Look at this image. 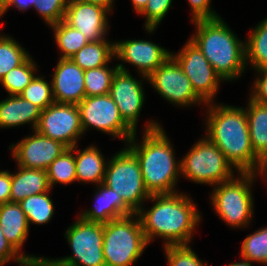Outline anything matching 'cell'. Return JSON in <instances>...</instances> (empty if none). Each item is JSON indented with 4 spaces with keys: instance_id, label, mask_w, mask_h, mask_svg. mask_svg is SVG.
I'll return each instance as SVG.
<instances>
[{
    "instance_id": "cell-1",
    "label": "cell",
    "mask_w": 267,
    "mask_h": 266,
    "mask_svg": "<svg viewBox=\"0 0 267 266\" xmlns=\"http://www.w3.org/2000/svg\"><path fill=\"white\" fill-rule=\"evenodd\" d=\"M149 199L154 201L150 210L137 212L147 242L157 236L166 241L164 246L189 245L201 220L193 200L182 192L153 194Z\"/></svg>"
},
{
    "instance_id": "cell-25",
    "label": "cell",
    "mask_w": 267,
    "mask_h": 266,
    "mask_svg": "<svg viewBox=\"0 0 267 266\" xmlns=\"http://www.w3.org/2000/svg\"><path fill=\"white\" fill-rule=\"evenodd\" d=\"M113 57H115L114 42L100 40L88 42L71 59L82 70L86 71L107 65Z\"/></svg>"
},
{
    "instance_id": "cell-37",
    "label": "cell",
    "mask_w": 267,
    "mask_h": 266,
    "mask_svg": "<svg viewBox=\"0 0 267 266\" xmlns=\"http://www.w3.org/2000/svg\"><path fill=\"white\" fill-rule=\"evenodd\" d=\"M67 3L68 0H35L33 8L48 26H52L64 19Z\"/></svg>"
},
{
    "instance_id": "cell-10",
    "label": "cell",
    "mask_w": 267,
    "mask_h": 266,
    "mask_svg": "<svg viewBox=\"0 0 267 266\" xmlns=\"http://www.w3.org/2000/svg\"><path fill=\"white\" fill-rule=\"evenodd\" d=\"M77 106L83 132L93 127L125 142L135 134L121 117L110 94L85 97Z\"/></svg>"
},
{
    "instance_id": "cell-32",
    "label": "cell",
    "mask_w": 267,
    "mask_h": 266,
    "mask_svg": "<svg viewBox=\"0 0 267 266\" xmlns=\"http://www.w3.org/2000/svg\"><path fill=\"white\" fill-rule=\"evenodd\" d=\"M118 66L109 68L108 65L84 71L86 97L106 95L110 93L112 80Z\"/></svg>"
},
{
    "instance_id": "cell-11",
    "label": "cell",
    "mask_w": 267,
    "mask_h": 266,
    "mask_svg": "<svg viewBox=\"0 0 267 266\" xmlns=\"http://www.w3.org/2000/svg\"><path fill=\"white\" fill-rule=\"evenodd\" d=\"M171 56L181 66L195 93L206 104L213 102L222 78L198 47L189 39L178 54L172 52Z\"/></svg>"
},
{
    "instance_id": "cell-3",
    "label": "cell",
    "mask_w": 267,
    "mask_h": 266,
    "mask_svg": "<svg viewBox=\"0 0 267 266\" xmlns=\"http://www.w3.org/2000/svg\"><path fill=\"white\" fill-rule=\"evenodd\" d=\"M136 134L126 145L139 161L146 190L150 195L175 193L181 162L177 163L165 131L157 122L150 121L146 124L140 144L135 142Z\"/></svg>"
},
{
    "instance_id": "cell-47",
    "label": "cell",
    "mask_w": 267,
    "mask_h": 266,
    "mask_svg": "<svg viewBox=\"0 0 267 266\" xmlns=\"http://www.w3.org/2000/svg\"><path fill=\"white\" fill-rule=\"evenodd\" d=\"M4 11H3V3L0 1V18L3 17Z\"/></svg>"
},
{
    "instance_id": "cell-6",
    "label": "cell",
    "mask_w": 267,
    "mask_h": 266,
    "mask_svg": "<svg viewBox=\"0 0 267 266\" xmlns=\"http://www.w3.org/2000/svg\"><path fill=\"white\" fill-rule=\"evenodd\" d=\"M216 186L212 191V206L219 218L228 225L238 228L249 225L253 215V196L250 189L257 173L239 172Z\"/></svg>"
},
{
    "instance_id": "cell-22",
    "label": "cell",
    "mask_w": 267,
    "mask_h": 266,
    "mask_svg": "<svg viewBox=\"0 0 267 266\" xmlns=\"http://www.w3.org/2000/svg\"><path fill=\"white\" fill-rule=\"evenodd\" d=\"M17 167L19 168L18 172L11 173L10 202L19 203L28 196L44 193L51 189L46 170Z\"/></svg>"
},
{
    "instance_id": "cell-2",
    "label": "cell",
    "mask_w": 267,
    "mask_h": 266,
    "mask_svg": "<svg viewBox=\"0 0 267 266\" xmlns=\"http://www.w3.org/2000/svg\"><path fill=\"white\" fill-rule=\"evenodd\" d=\"M210 104V105H209ZM207 136L239 172L259 171L261 160L251 145L246 111L242 107L207 103Z\"/></svg>"
},
{
    "instance_id": "cell-17",
    "label": "cell",
    "mask_w": 267,
    "mask_h": 266,
    "mask_svg": "<svg viewBox=\"0 0 267 266\" xmlns=\"http://www.w3.org/2000/svg\"><path fill=\"white\" fill-rule=\"evenodd\" d=\"M109 12L97 5L80 0H68L63 21L79 30L88 40H106ZM107 18V19H106Z\"/></svg>"
},
{
    "instance_id": "cell-43",
    "label": "cell",
    "mask_w": 267,
    "mask_h": 266,
    "mask_svg": "<svg viewBox=\"0 0 267 266\" xmlns=\"http://www.w3.org/2000/svg\"><path fill=\"white\" fill-rule=\"evenodd\" d=\"M86 3L94 4L97 6H100L104 9H106L108 12H112V4L114 3V0H80Z\"/></svg>"
},
{
    "instance_id": "cell-39",
    "label": "cell",
    "mask_w": 267,
    "mask_h": 266,
    "mask_svg": "<svg viewBox=\"0 0 267 266\" xmlns=\"http://www.w3.org/2000/svg\"><path fill=\"white\" fill-rule=\"evenodd\" d=\"M193 15L192 22L220 17L210 8L211 0H188Z\"/></svg>"
},
{
    "instance_id": "cell-8",
    "label": "cell",
    "mask_w": 267,
    "mask_h": 266,
    "mask_svg": "<svg viewBox=\"0 0 267 266\" xmlns=\"http://www.w3.org/2000/svg\"><path fill=\"white\" fill-rule=\"evenodd\" d=\"M180 162L183 177L197 184L216 186L231 179L236 171L208 137L197 141Z\"/></svg>"
},
{
    "instance_id": "cell-24",
    "label": "cell",
    "mask_w": 267,
    "mask_h": 266,
    "mask_svg": "<svg viewBox=\"0 0 267 266\" xmlns=\"http://www.w3.org/2000/svg\"><path fill=\"white\" fill-rule=\"evenodd\" d=\"M245 111L253 151L262 160L267 155V103L249 99Z\"/></svg>"
},
{
    "instance_id": "cell-19",
    "label": "cell",
    "mask_w": 267,
    "mask_h": 266,
    "mask_svg": "<svg viewBox=\"0 0 267 266\" xmlns=\"http://www.w3.org/2000/svg\"><path fill=\"white\" fill-rule=\"evenodd\" d=\"M95 193V207L80 213V218L95 223H108L112 219L134 214V212L123 202L120 195L103 183L97 186Z\"/></svg>"
},
{
    "instance_id": "cell-42",
    "label": "cell",
    "mask_w": 267,
    "mask_h": 266,
    "mask_svg": "<svg viewBox=\"0 0 267 266\" xmlns=\"http://www.w3.org/2000/svg\"><path fill=\"white\" fill-rule=\"evenodd\" d=\"M35 0H6L3 3V11L5 12L9 9L10 6H15V8L26 11L30 7H34Z\"/></svg>"
},
{
    "instance_id": "cell-45",
    "label": "cell",
    "mask_w": 267,
    "mask_h": 266,
    "mask_svg": "<svg viewBox=\"0 0 267 266\" xmlns=\"http://www.w3.org/2000/svg\"><path fill=\"white\" fill-rule=\"evenodd\" d=\"M258 173L267 178V155L261 160V165Z\"/></svg>"
},
{
    "instance_id": "cell-15",
    "label": "cell",
    "mask_w": 267,
    "mask_h": 266,
    "mask_svg": "<svg viewBox=\"0 0 267 266\" xmlns=\"http://www.w3.org/2000/svg\"><path fill=\"white\" fill-rule=\"evenodd\" d=\"M9 149L18 166L31 169L47 170L49 165L68 147L62 142L46 137L36 130Z\"/></svg>"
},
{
    "instance_id": "cell-41",
    "label": "cell",
    "mask_w": 267,
    "mask_h": 266,
    "mask_svg": "<svg viewBox=\"0 0 267 266\" xmlns=\"http://www.w3.org/2000/svg\"><path fill=\"white\" fill-rule=\"evenodd\" d=\"M11 194V173L9 171L0 172V205L10 202Z\"/></svg>"
},
{
    "instance_id": "cell-9",
    "label": "cell",
    "mask_w": 267,
    "mask_h": 266,
    "mask_svg": "<svg viewBox=\"0 0 267 266\" xmlns=\"http://www.w3.org/2000/svg\"><path fill=\"white\" fill-rule=\"evenodd\" d=\"M73 255L48 260L49 266H106L103 255V224L80 217L65 231Z\"/></svg>"
},
{
    "instance_id": "cell-36",
    "label": "cell",
    "mask_w": 267,
    "mask_h": 266,
    "mask_svg": "<svg viewBox=\"0 0 267 266\" xmlns=\"http://www.w3.org/2000/svg\"><path fill=\"white\" fill-rule=\"evenodd\" d=\"M50 258L25 259L6 240L0 225V266L15 260L20 266H49Z\"/></svg>"
},
{
    "instance_id": "cell-20",
    "label": "cell",
    "mask_w": 267,
    "mask_h": 266,
    "mask_svg": "<svg viewBox=\"0 0 267 266\" xmlns=\"http://www.w3.org/2000/svg\"><path fill=\"white\" fill-rule=\"evenodd\" d=\"M0 225L6 240L25 259L40 258L23 254L21 248L29 233V224L24 211L17 202H8L0 205Z\"/></svg>"
},
{
    "instance_id": "cell-38",
    "label": "cell",
    "mask_w": 267,
    "mask_h": 266,
    "mask_svg": "<svg viewBox=\"0 0 267 266\" xmlns=\"http://www.w3.org/2000/svg\"><path fill=\"white\" fill-rule=\"evenodd\" d=\"M172 0H149L145 8L139 13L145 15V30L151 33L161 23L163 18L166 16Z\"/></svg>"
},
{
    "instance_id": "cell-44",
    "label": "cell",
    "mask_w": 267,
    "mask_h": 266,
    "mask_svg": "<svg viewBox=\"0 0 267 266\" xmlns=\"http://www.w3.org/2000/svg\"><path fill=\"white\" fill-rule=\"evenodd\" d=\"M149 0H131L133 9L136 13H140L146 6Z\"/></svg>"
},
{
    "instance_id": "cell-13",
    "label": "cell",
    "mask_w": 267,
    "mask_h": 266,
    "mask_svg": "<svg viewBox=\"0 0 267 266\" xmlns=\"http://www.w3.org/2000/svg\"><path fill=\"white\" fill-rule=\"evenodd\" d=\"M157 93L172 104L190 106L205 102L195 93L178 62L170 56L147 79Z\"/></svg>"
},
{
    "instance_id": "cell-7",
    "label": "cell",
    "mask_w": 267,
    "mask_h": 266,
    "mask_svg": "<svg viewBox=\"0 0 267 266\" xmlns=\"http://www.w3.org/2000/svg\"><path fill=\"white\" fill-rule=\"evenodd\" d=\"M103 184L117 192L134 213L151 196L144 186L139 161L127 147L108 161Z\"/></svg>"
},
{
    "instance_id": "cell-26",
    "label": "cell",
    "mask_w": 267,
    "mask_h": 266,
    "mask_svg": "<svg viewBox=\"0 0 267 266\" xmlns=\"http://www.w3.org/2000/svg\"><path fill=\"white\" fill-rule=\"evenodd\" d=\"M246 41V66L250 63L255 70L267 69V18L251 31Z\"/></svg>"
},
{
    "instance_id": "cell-4",
    "label": "cell",
    "mask_w": 267,
    "mask_h": 266,
    "mask_svg": "<svg viewBox=\"0 0 267 266\" xmlns=\"http://www.w3.org/2000/svg\"><path fill=\"white\" fill-rule=\"evenodd\" d=\"M190 40L207 58L223 81L240 77L246 68L245 42L240 41L221 17L194 21Z\"/></svg>"
},
{
    "instance_id": "cell-34",
    "label": "cell",
    "mask_w": 267,
    "mask_h": 266,
    "mask_svg": "<svg viewBox=\"0 0 267 266\" xmlns=\"http://www.w3.org/2000/svg\"><path fill=\"white\" fill-rule=\"evenodd\" d=\"M19 95L41 110H44L55 102L52 83L49 85V83L44 80L43 76H35Z\"/></svg>"
},
{
    "instance_id": "cell-27",
    "label": "cell",
    "mask_w": 267,
    "mask_h": 266,
    "mask_svg": "<svg viewBox=\"0 0 267 266\" xmlns=\"http://www.w3.org/2000/svg\"><path fill=\"white\" fill-rule=\"evenodd\" d=\"M49 191L34 194L19 202L24 211L28 224L42 225L48 223L54 214V205L49 197Z\"/></svg>"
},
{
    "instance_id": "cell-29",
    "label": "cell",
    "mask_w": 267,
    "mask_h": 266,
    "mask_svg": "<svg viewBox=\"0 0 267 266\" xmlns=\"http://www.w3.org/2000/svg\"><path fill=\"white\" fill-rule=\"evenodd\" d=\"M73 152V147L66 149L49 165L46 171L50 188L57 183L65 185L77 181Z\"/></svg>"
},
{
    "instance_id": "cell-33",
    "label": "cell",
    "mask_w": 267,
    "mask_h": 266,
    "mask_svg": "<svg viewBox=\"0 0 267 266\" xmlns=\"http://www.w3.org/2000/svg\"><path fill=\"white\" fill-rule=\"evenodd\" d=\"M241 257L267 264V226L247 235L242 242Z\"/></svg>"
},
{
    "instance_id": "cell-23",
    "label": "cell",
    "mask_w": 267,
    "mask_h": 266,
    "mask_svg": "<svg viewBox=\"0 0 267 266\" xmlns=\"http://www.w3.org/2000/svg\"><path fill=\"white\" fill-rule=\"evenodd\" d=\"M76 148V146L73 147V151H76L75 165L77 181L97 183V185L103 183L108 162H105L100 150L94 145L82 151Z\"/></svg>"
},
{
    "instance_id": "cell-21",
    "label": "cell",
    "mask_w": 267,
    "mask_h": 266,
    "mask_svg": "<svg viewBox=\"0 0 267 266\" xmlns=\"http://www.w3.org/2000/svg\"><path fill=\"white\" fill-rule=\"evenodd\" d=\"M41 109L20 95H10L0 101V128H10L29 123L35 130Z\"/></svg>"
},
{
    "instance_id": "cell-14",
    "label": "cell",
    "mask_w": 267,
    "mask_h": 266,
    "mask_svg": "<svg viewBox=\"0 0 267 266\" xmlns=\"http://www.w3.org/2000/svg\"><path fill=\"white\" fill-rule=\"evenodd\" d=\"M117 66L109 94L118 106L123 120L137 132V122L145 99L143 84L136 80L124 65Z\"/></svg>"
},
{
    "instance_id": "cell-30",
    "label": "cell",
    "mask_w": 267,
    "mask_h": 266,
    "mask_svg": "<svg viewBox=\"0 0 267 266\" xmlns=\"http://www.w3.org/2000/svg\"><path fill=\"white\" fill-rule=\"evenodd\" d=\"M37 66L31 56L20 66L11 69L0 79L9 95H19L35 77Z\"/></svg>"
},
{
    "instance_id": "cell-18",
    "label": "cell",
    "mask_w": 267,
    "mask_h": 266,
    "mask_svg": "<svg viewBox=\"0 0 267 266\" xmlns=\"http://www.w3.org/2000/svg\"><path fill=\"white\" fill-rule=\"evenodd\" d=\"M54 100L78 105L85 97L84 70L71 58H60L52 78Z\"/></svg>"
},
{
    "instance_id": "cell-12",
    "label": "cell",
    "mask_w": 267,
    "mask_h": 266,
    "mask_svg": "<svg viewBox=\"0 0 267 266\" xmlns=\"http://www.w3.org/2000/svg\"><path fill=\"white\" fill-rule=\"evenodd\" d=\"M35 130L46 137L62 142L68 148L77 146L79 137L84 133L78 106L54 102L41 110Z\"/></svg>"
},
{
    "instance_id": "cell-16",
    "label": "cell",
    "mask_w": 267,
    "mask_h": 266,
    "mask_svg": "<svg viewBox=\"0 0 267 266\" xmlns=\"http://www.w3.org/2000/svg\"><path fill=\"white\" fill-rule=\"evenodd\" d=\"M114 53L118 60L136 66L145 79L171 56V52L151 41L136 39L114 42Z\"/></svg>"
},
{
    "instance_id": "cell-31",
    "label": "cell",
    "mask_w": 267,
    "mask_h": 266,
    "mask_svg": "<svg viewBox=\"0 0 267 266\" xmlns=\"http://www.w3.org/2000/svg\"><path fill=\"white\" fill-rule=\"evenodd\" d=\"M29 57V53L16 40L10 36L0 35V79Z\"/></svg>"
},
{
    "instance_id": "cell-46",
    "label": "cell",
    "mask_w": 267,
    "mask_h": 266,
    "mask_svg": "<svg viewBox=\"0 0 267 266\" xmlns=\"http://www.w3.org/2000/svg\"><path fill=\"white\" fill-rule=\"evenodd\" d=\"M243 262L231 263L229 266H252L248 259L242 258ZM228 266V265H227Z\"/></svg>"
},
{
    "instance_id": "cell-28",
    "label": "cell",
    "mask_w": 267,
    "mask_h": 266,
    "mask_svg": "<svg viewBox=\"0 0 267 266\" xmlns=\"http://www.w3.org/2000/svg\"><path fill=\"white\" fill-rule=\"evenodd\" d=\"M51 28L54 31V38L57 46L62 52L60 58H71L89 42L79 30L72 28L63 20L52 25Z\"/></svg>"
},
{
    "instance_id": "cell-5",
    "label": "cell",
    "mask_w": 267,
    "mask_h": 266,
    "mask_svg": "<svg viewBox=\"0 0 267 266\" xmlns=\"http://www.w3.org/2000/svg\"><path fill=\"white\" fill-rule=\"evenodd\" d=\"M148 244L137 213L103 224L102 249L106 266H131Z\"/></svg>"
},
{
    "instance_id": "cell-35",
    "label": "cell",
    "mask_w": 267,
    "mask_h": 266,
    "mask_svg": "<svg viewBox=\"0 0 267 266\" xmlns=\"http://www.w3.org/2000/svg\"><path fill=\"white\" fill-rule=\"evenodd\" d=\"M164 248L169 266H209L208 263L204 265L188 245H168Z\"/></svg>"
},
{
    "instance_id": "cell-40",
    "label": "cell",
    "mask_w": 267,
    "mask_h": 266,
    "mask_svg": "<svg viewBox=\"0 0 267 266\" xmlns=\"http://www.w3.org/2000/svg\"><path fill=\"white\" fill-rule=\"evenodd\" d=\"M256 71L260 76L254 81L250 99L258 103H267V69Z\"/></svg>"
}]
</instances>
